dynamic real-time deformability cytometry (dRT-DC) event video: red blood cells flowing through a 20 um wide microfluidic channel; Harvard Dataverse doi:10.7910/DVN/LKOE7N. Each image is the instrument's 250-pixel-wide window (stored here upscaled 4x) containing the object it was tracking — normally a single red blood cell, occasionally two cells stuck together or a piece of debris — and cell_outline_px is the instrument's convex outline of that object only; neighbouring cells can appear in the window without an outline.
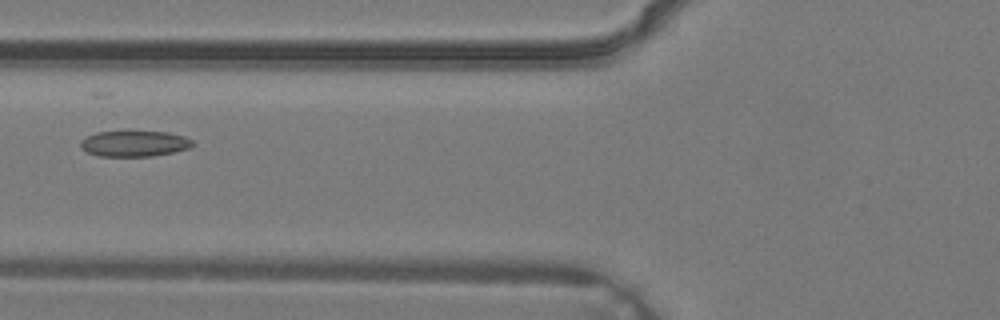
{"species": "common noctule bat (a hibernating species)", "species_latin": "Nyctalus noctula", "temperature_condition": "warm", "stored_images_in_passage": 4, "camera_frame_rate_fps": 3000, "um_per_image_px": 0.085, "animal": {"sex": "male", "body_mass_g": 19.2, "forearm_length_mm": 51.8}, "frame": {"image": 1, "passage_image": 4, "time_ms": 1.0, "image_size_px": [1000, 320], "cell_outline_px": [[196, 144], [188, 148], [172, 152], [152, 156], [100, 156], [88, 152], [80, 148], [80, 140], [96, 132], [128, 128], [168, 132], [184, 136], [192, 140]], "centroid_in_image_um": [11.4, 12.14], "position_along_channel_um": 114.4, "area_um2": 17.74}}